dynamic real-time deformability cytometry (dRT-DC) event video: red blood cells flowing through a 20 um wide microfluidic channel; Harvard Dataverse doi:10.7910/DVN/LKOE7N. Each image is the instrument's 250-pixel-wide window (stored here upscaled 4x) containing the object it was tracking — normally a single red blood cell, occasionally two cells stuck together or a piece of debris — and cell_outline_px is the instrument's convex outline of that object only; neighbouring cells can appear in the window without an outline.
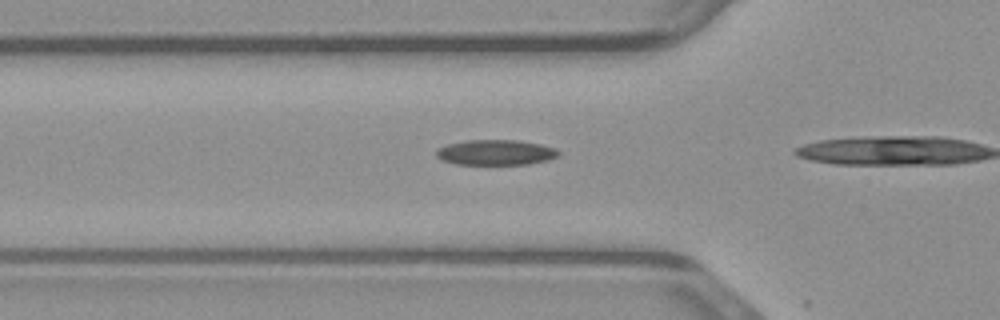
{"species": "common noctule bat (a hibernating species)", "species_latin": "Nyctalus noctula", "temperature_condition": "warm", "stored_images_in_passage": 6, "camera_frame_rate_fps": 3000, "um_per_image_px": 0.085, "animal": {"sex": "male", "body_mass_g": 23.1, "forearm_length_mm": 52.7}, "frame": {"image": 1, "passage_image": 2, "time_ms": 0.333, "image_size_px": [1000, 320], "cell_outline_px": [[560, 156], [548, 160], [528, 164], [456, 164], [444, 160], [436, 156], [436, 148], [448, 144], [468, 140], [516, 140], [540, 144], [556, 148], [560, 152]], "centroid_in_image_um": [42.16, 12.95], "position_along_channel_um": 83.6, "area_um2": 18.03}}